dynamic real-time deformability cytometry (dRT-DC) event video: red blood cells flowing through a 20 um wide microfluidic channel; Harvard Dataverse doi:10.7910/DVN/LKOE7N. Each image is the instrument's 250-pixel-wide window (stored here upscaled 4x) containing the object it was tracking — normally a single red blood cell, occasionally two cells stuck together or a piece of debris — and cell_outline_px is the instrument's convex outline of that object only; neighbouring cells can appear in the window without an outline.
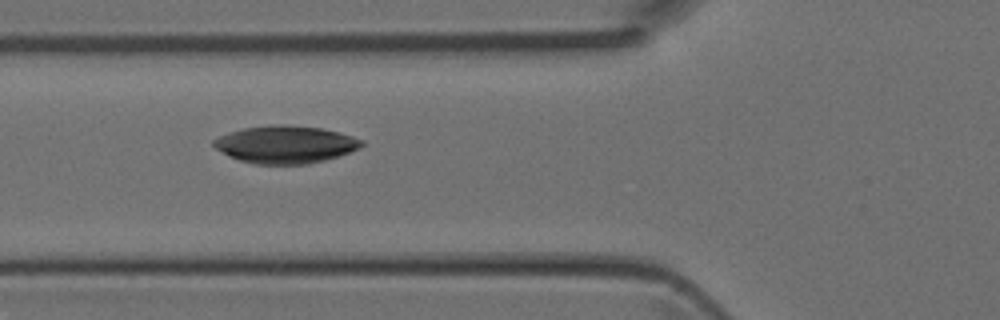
{"species": "Egyptian fruit bat (a non-hibernating species)", "species_latin": "Rousettus aegyptiacus", "temperature_condition": "room temperature", "stored_images_in_passage": 4, "camera_frame_rate_fps": 3000, "um_per_image_px": 0.085, "animal": {"sex": "female"}, "frame": {"image": 1, "passage_image": 2, "time_ms": 0.333, "image_size_px": [1000, 320], "cell_outline_px": [[364, 144], [360, 148], [324, 160], [304, 164], [256, 164], [240, 160], [228, 156], [216, 148], [212, 144], [212, 140], [228, 132], [244, 128], [276, 124], [284, 124], [320, 128], [340, 132], [364, 140]], "centroid_in_image_um": [24.25, 12.27], "position_along_channel_um": 101.5, "area_um2": 32.19}}
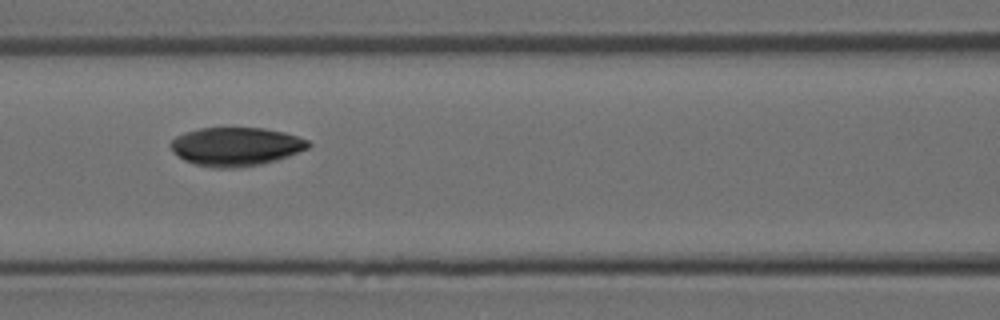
{"frame": {"image": 2, "passage_image": 3, "time_ms": 0.667, "image_size_px": [1000, 320], "cell_outline_px": [[312, 144], [308, 148], [288, 156], [276, 160], [260, 164], [236, 168], [212, 168], [196, 164], [184, 160], [172, 152], [168, 144], [176, 136], [184, 132], [200, 128], [264, 128], [284, 132], [308, 140]], "centroid_in_image_um": [20.02, 12.46], "position_along_channel_um": 146.6, "area_um2": 31.04}}
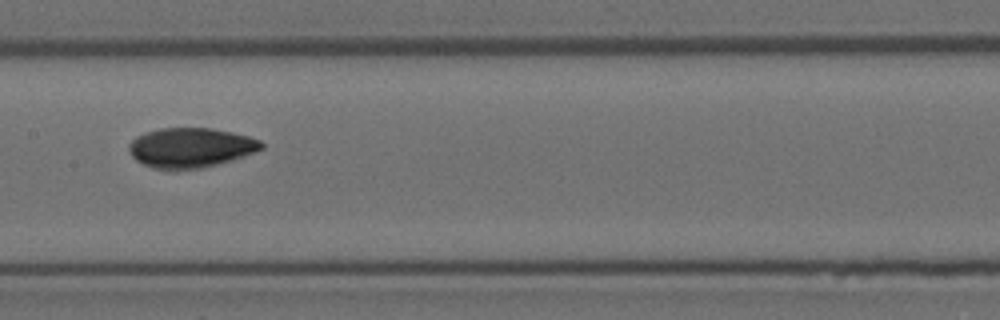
{"frame": {"image": 3, "passage_image": 4, "time_ms": 1.0, "image_size_px": [1000, 320], "cell_outline_px": [[264, 148], [244, 156], [232, 160], [200, 168], [152, 168], [136, 160], [132, 156], [128, 148], [128, 144], [136, 136], [144, 132], [160, 128], [208, 128], [232, 132], [248, 136], [260, 140], [264, 144]], "centroid_in_image_um": [16.2, 12.53], "position_along_channel_um": 191.2, "area_um2": 30.4}}